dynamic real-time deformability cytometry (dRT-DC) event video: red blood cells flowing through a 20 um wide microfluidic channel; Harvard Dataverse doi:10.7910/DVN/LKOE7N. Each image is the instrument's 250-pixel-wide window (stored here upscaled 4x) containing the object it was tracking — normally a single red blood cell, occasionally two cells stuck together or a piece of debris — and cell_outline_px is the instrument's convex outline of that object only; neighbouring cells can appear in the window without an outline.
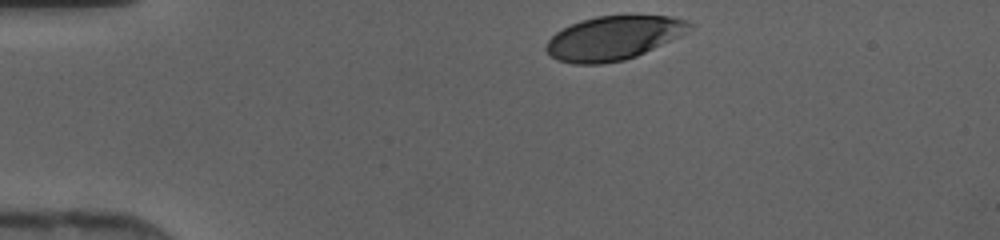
{"species": "human", "species_latin": "Homo sapiens", "temperature_condition": "cold", "stored_images_in_passage": 30, "camera_frame_rate_fps": 3000, "um_per_image_px": 0.085, "donor": {"sex": "female"}, "frame": {"image": 1, "passage_image": 1, "time_ms": 0.0, "image_size_px": [1000, 240], "cell_outline_px": [[692, 28], [680, 36], [636, 56], [624, 60], [600, 64], [572, 64], [556, 60], [544, 48], [548, 40], [556, 32], [580, 20], [596, 16], [668, 16], [688, 20], [692, 24]], "centroid_in_image_um": [52.13, 3.23], "position_along_channel_um": 32.9, "area_um2": 36.47}}
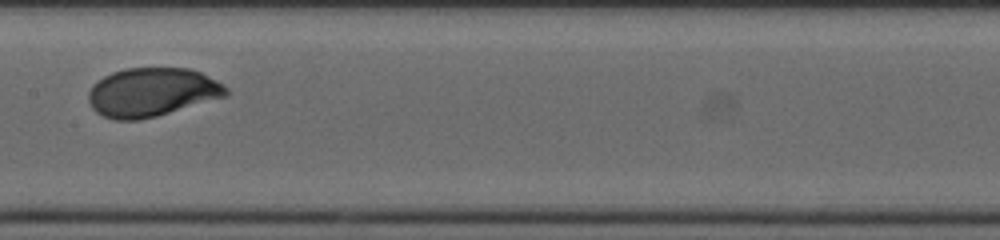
{"frame": {"image": 2, "passage_image": 16, "time_ms": 5.0, "image_size_px": [1000, 240], "cell_outline_px": [[228, 96], [156, 116], [140, 120], [116, 120], [104, 116], [96, 112], [92, 108], [88, 100], [88, 92], [92, 84], [104, 76], [112, 72], [124, 68], [192, 68], [224, 84], [228, 88]], "centroid_in_image_um": [12.91, 7.83], "position_along_channel_um": 194.5, "area_um2": 39.3}}
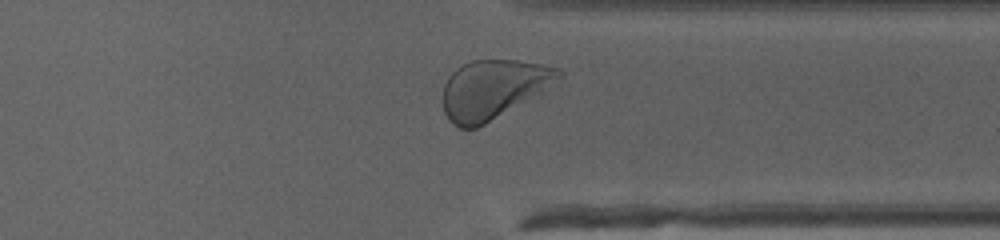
{"frame": {"image": 3, "passage_image": 28, "time_ms": 9.0, "image_size_px": [1000, 240], "cell_outline_px": [[564, 76], [540, 96], [476, 128], [460, 128], [452, 124], [448, 120], [444, 112], [444, 84], [448, 76], [456, 68], [472, 60], [516, 60], [544, 64], [560, 68], [564, 72]], "centroid_in_image_um": [41.99, 7.59], "position_along_channel_um": 369.4, "area_um2": 40.52}}